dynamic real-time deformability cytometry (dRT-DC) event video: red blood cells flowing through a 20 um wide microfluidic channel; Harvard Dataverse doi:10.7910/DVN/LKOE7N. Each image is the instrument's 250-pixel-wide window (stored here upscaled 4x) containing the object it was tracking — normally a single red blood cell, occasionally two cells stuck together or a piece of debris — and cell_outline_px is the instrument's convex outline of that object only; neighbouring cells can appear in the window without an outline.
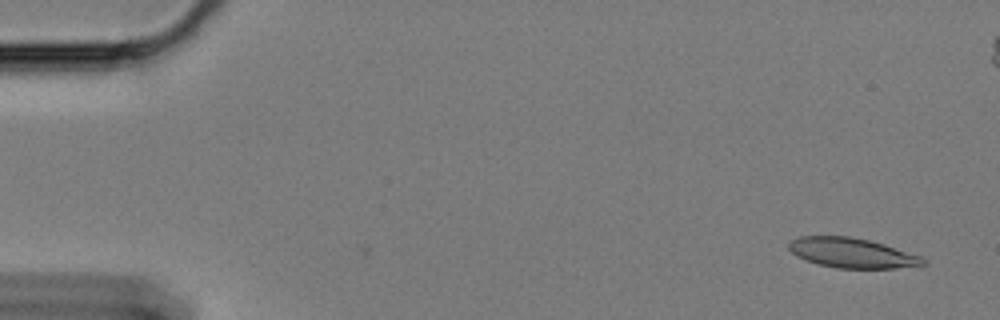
{"species": "Egyptian fruit bat (a non-hibernating species)", "species_latin": "Rousettus aegyptiacus", "temperature_condition": "cold", "stored_images_in_passage": 21, "camera_frame_rate_fps": 3000, "um_per_image_px": 0.085, "animal": {"sex": "female"}, "frame": {"image": 1, "passage_image": 1, "time_ms": 0.0, "image_size_px": [1000, 320], "cell_outline_px": [[928, 264], [896, 268], [836, 268], [820, 264], [796, 256], [788, 248], [788, 244], [792, 240], [800, 236], [848, 236], [868, 240], [884, 244], [920, 256]], "centroid_in_image_um": [72.4, 21.49], "position_along_channel_um": 12.6, "area_um2": 23.06}}
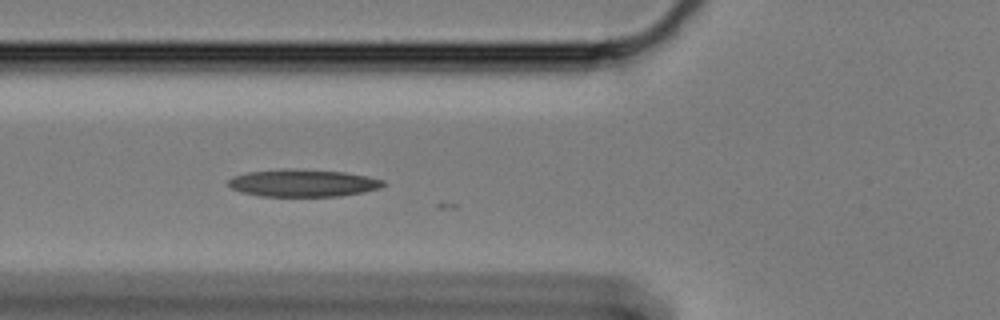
{"frame": {"image": 2, "passage_image": 20, "time_ms": 6.333, "image_size_px": [1000, 320], "cell_outline_px": [[384, 184], [380, 188], [364, 192], [340, 196], [260, 196], [244, 192], [232, 188], [228, 184], [228, 180], [232, 176], [248, 172], [288, 168], [344, 172], [384, 180]], "centroid_in_image_um": [25.74, 15.55], "position_along_channel_um": 100.1, "area_um2": 24.51}}